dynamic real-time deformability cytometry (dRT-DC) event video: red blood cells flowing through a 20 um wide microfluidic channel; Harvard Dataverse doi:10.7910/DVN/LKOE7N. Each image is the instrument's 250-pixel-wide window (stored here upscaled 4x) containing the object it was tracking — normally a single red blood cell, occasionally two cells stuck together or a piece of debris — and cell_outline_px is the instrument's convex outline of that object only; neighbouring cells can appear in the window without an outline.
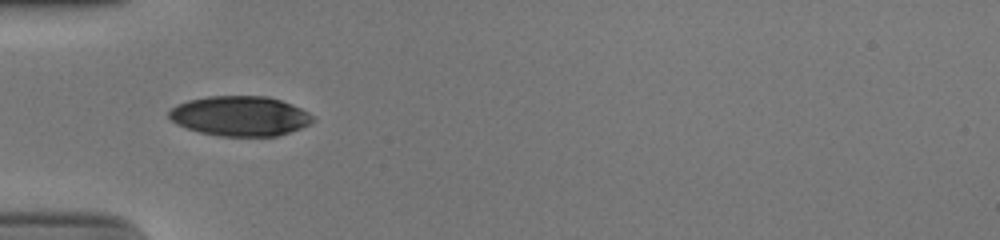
{"species": "human", "species_latin": "Homo sapiens", "temperature_condition": "cold", "stored_images_in_passage": 36, "camera_frame_rate_fps": 3000, "um_per_image_px": 0.085, "donor": {"sex": "male"}, "frame": {"image": 1, "passage_image": 1, "time_ms": 0.0, "image_size_px": [1000, 240], "cell_outline_px": [[316, 120], [300, 128], [276, 136], [220, 136], [200, 132], [176, 124], [168, 116], [168, 112], [176, 104], [188, 100], [208, 96], [268, 96], [292, 104], [308, 112]], "centroid_in_image_um": [20.39, 9.85], "position_along_channel_um": 64.6, "area_um2": 33.35}}
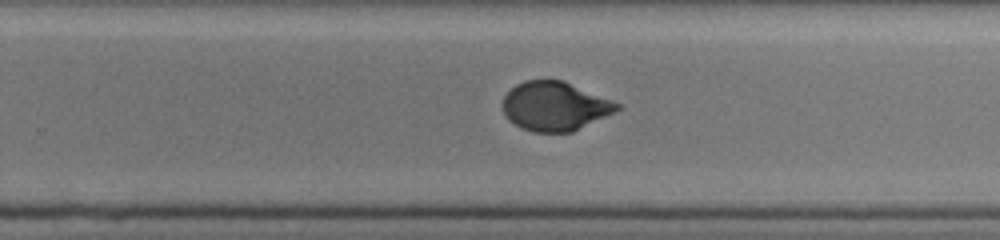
{"frame": {"image": 2, "passage_image": 18, "time_ms": 5.667, "image_size_px": [1000, 240], "cell_outline_px": [[620, 108], [616, 112], [572, 132], [532, 132], [520, 128], [508, 120], [500, 104], [504, 96], [516, 84], [524, 80], [564, 80], [612, 100], [620, 104]], "centroid_in_image_um": [47.14, 9.03], "position_along_channel_um": 282.7, "area_um2": 32.95}}
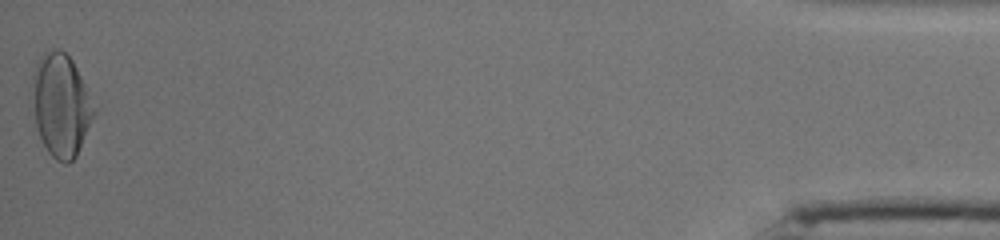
{"frame": {"image": 3, "passage_image": 36, "time_ms": 11.667, "image_size_px": [1000, 240], "cell_outline_px": [[96, 112], [76, 156], [68, 164], [64, 164], [56, 160], [48, 152], [36, 128], [28, 92], [36, 60], [48, 48], [60, 48], [72, 60], [96, 108]], "centroid_in_image_um": [5.11, 8.9], "position_along_channel_um": 430.1, "area_um2": 37.74}, "authors_computed_cell_mechanics": {"area_um2": 33.524, "velocity_mm_per_s": 3.9032, "shape_relaxation_time_tau1_ms": 4.88, "shape_relaxation_time_tau2_ms": null, "deformation_change_tau1": 0.1754, "deformation_change_tau2": null}}